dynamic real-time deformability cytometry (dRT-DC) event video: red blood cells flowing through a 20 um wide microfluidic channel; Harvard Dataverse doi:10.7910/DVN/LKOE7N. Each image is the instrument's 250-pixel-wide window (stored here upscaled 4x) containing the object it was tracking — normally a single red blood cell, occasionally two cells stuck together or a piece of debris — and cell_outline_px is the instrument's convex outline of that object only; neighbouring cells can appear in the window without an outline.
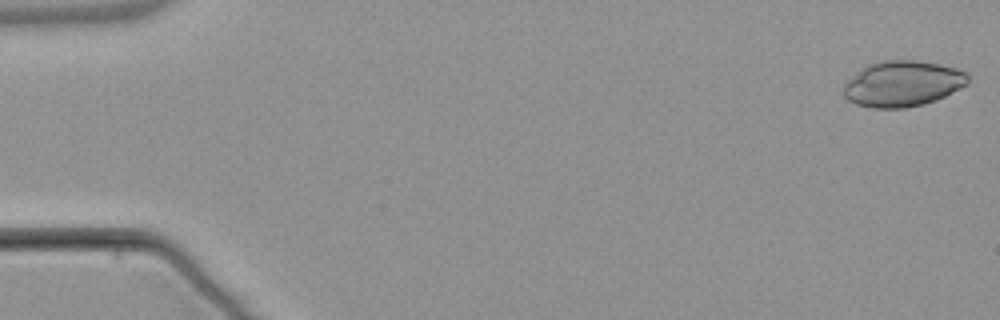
{"species": "common noctule bat (a hibernating species)", "species_latin": "Nyctalus noctula", "temperature_condition": "warm", "stored_images_in_passage": 5, "camera_frame_rate_fps": 3000, "um_per_image_px": 0.085, "animal": {"sex": "male", "body_mass_g": 21.5, "forearm_length_mm": 52.0}, "frame": {"image": 1, "passage_image": 1, "time_ms": 0.0, "image_size_px": [1000, 320], "cell_outline_px": [[968, 84], [936, 100], [904, 108], [872, 108], [856, 104], [848, 100], [840, 92], [844, 80], [868, 64], [880, 60], [916, 60], [940, 64], [956, 68], [968, 72]], "centroid_in_image_um": [76.66, 7.1], "position_along_channel_um": 8.3, "area_um2": 33.58}}